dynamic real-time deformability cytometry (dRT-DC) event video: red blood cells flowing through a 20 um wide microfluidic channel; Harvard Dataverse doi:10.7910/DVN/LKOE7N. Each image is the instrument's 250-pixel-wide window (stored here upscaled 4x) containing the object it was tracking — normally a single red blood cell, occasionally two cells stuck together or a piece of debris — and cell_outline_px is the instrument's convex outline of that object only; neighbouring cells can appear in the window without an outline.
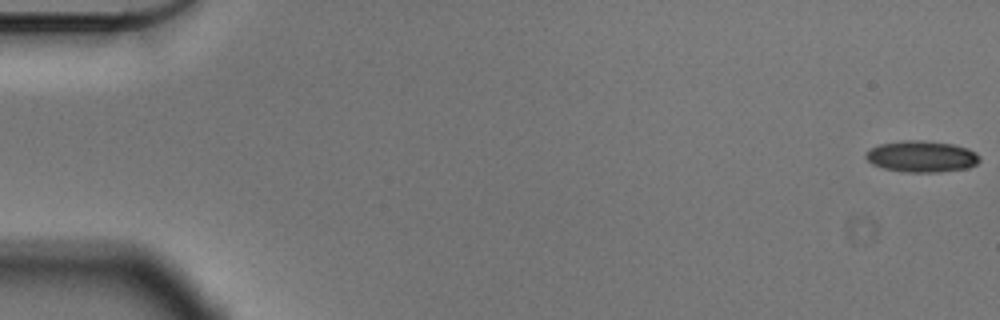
{"species": "Egyptian fruit bat (a non-hibernating species)", "species_latin": "Rousettus aegyptiacus", "temperature_condition": "cold", "stored_images_in_passage": 57, "camera_frame_rate_fps": 3000, "um_per_image_px": 0.085, "animal": {"sex": "male"}, "frame": {"image": 1, "passage_image": 1, "time_ms": 0.0, "image_size_px": [1000, 320], "cell_outline_px": [[980, 160], [976, 164], [968, 168], [936, 172], [908, 172], [884, 168], [872, 164], [864, 156], [872, 148], [880, 144], [900, 140], [924, 140], [952, 144], [968, 148], [976, 152], [980, 156]], "centroid_in_image_um": [78.36, 13.29], "position_along_channel_um": 6.6, "area_um2": 20.75}}
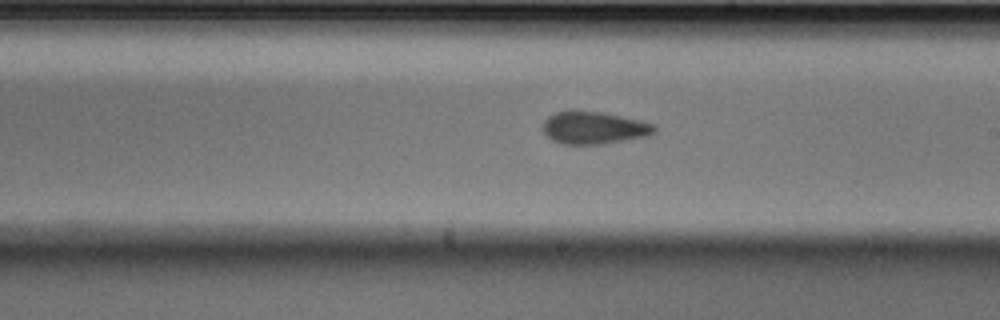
{"frame": {"image": 2, "passage_image": 33, "time_ms": 10.667, "image_size_px": [1000, 320], "cell_outline_px": [[656, 132], [648, 136], [604, 144], [560, 144], [552, 140], [544, 132], [544, 120], [548, 116], [556, 112], [576, 108], [600, 112], [640, 120], [656, 124]], "centroid_in_image_um": [50.49, 10.84], "position_along_channel_um": 238.5, "area_um2": 21.5}}
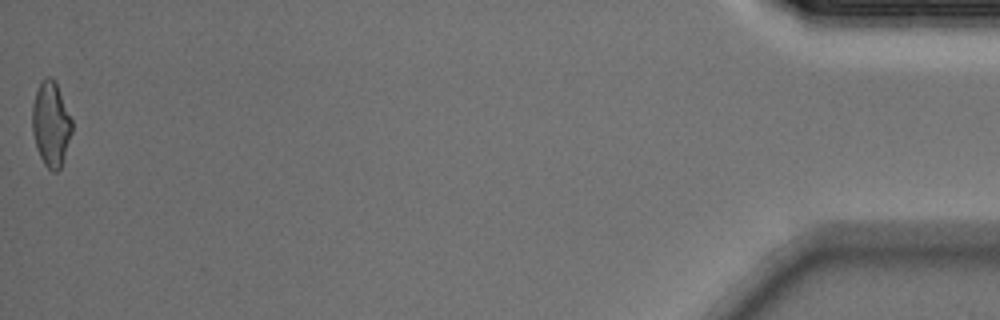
{"frame": {"image": 3, "passage_image": 57, "time_ms": 18.667, "image_size_px": [1000, 320], "cell_outline_px": [[72, 132], [60, 168], [56, 172], [52, 172], [44, 164], [36, 148], [32, 132], [32, 104], [40, 80], [44, 76], [52, 76], [56, 84], [72, 120]], "centroid_in_image_um": [4.31, 10.53], "position_along_channel_um": 430.9, "area_um2": 19.59}, "authors_computed_cell_mechanics": {"area_um2": 20.7502, "velocity_mm_per_s": 3.5653, "shape_relaxation_time_tau1_ms": 4.5662, "shape_relaxation_time_tau2_ms": 2.5258, "deformation_change_tau1": 0.0967, "deformation_change_tau2": 0.0869}}